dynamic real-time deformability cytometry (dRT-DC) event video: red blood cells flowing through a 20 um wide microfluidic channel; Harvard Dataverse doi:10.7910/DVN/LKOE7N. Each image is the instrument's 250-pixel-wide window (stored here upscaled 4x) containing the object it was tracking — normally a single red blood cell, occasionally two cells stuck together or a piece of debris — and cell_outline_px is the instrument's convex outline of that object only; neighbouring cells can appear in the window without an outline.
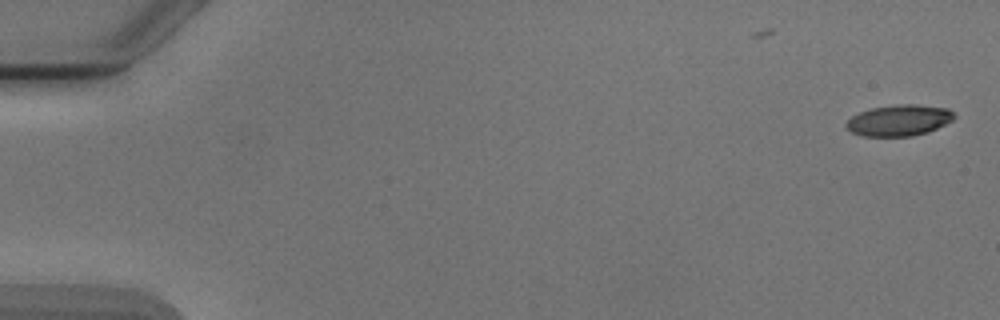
{"species": "Egyptian fruit bat (a non-hibernating species)", "species_latin": "Rousettus aegyptiacus", "temperature_condition": "cold", "stored_images_in_passage": 5, "camera_frame_rate_fps": 3000, "um_per_image_px": 0.085, "animal": {"sex": "male"}, "frame": {"image": 1, "passage_image": 1, "time_ms": 0.0, "image_size_px": [1000, 320], "cell_outline_px": [[956, 116], [952, 120], [928, 132], [912, 136], [864, 136], [852, 132], [844, 124], [852, 116], [860, 112], [872, 108], [900, 104], [916, 104], [948, 108]], "centroid_in_image_um": [76.43, 10.22], "position_along_channel_um": 8.6, "area_um2": 19.42}}
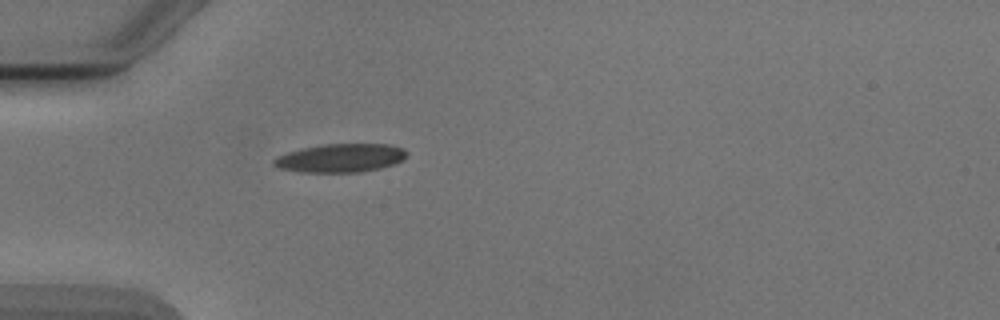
{"frame": {"image": 2, "passage_image": 5, "time_ms": 5.0, "image_size_px": [1000, 320], "cell_outline_px": [[408, 156], [396, 164], [380, 168], [360, 172], [304, 172], [280, 168], [272, 164], [272, 160], [276, 156], [300, 148], [324, 144], [388, 144], [404, 148], [408, 152]], "centroid_in_image_um": [28.97, 13.42], "position_along_channel_um": 56.0, "area_um2": 22.25}}